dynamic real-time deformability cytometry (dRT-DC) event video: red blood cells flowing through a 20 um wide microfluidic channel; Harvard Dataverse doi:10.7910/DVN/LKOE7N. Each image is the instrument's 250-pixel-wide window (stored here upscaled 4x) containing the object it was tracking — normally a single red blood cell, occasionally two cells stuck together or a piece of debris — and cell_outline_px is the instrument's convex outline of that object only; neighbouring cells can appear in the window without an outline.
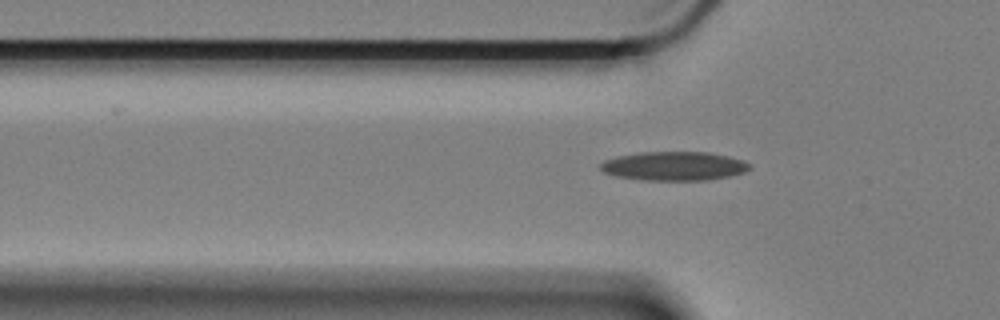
{"species": "Egyptian fruit bat (a non-hibernating species)", "species_latin": "Rousettus aegyptiacus", "temperature_condition": "cold", "stored_images_in_passage": 45, "camera_frame_rate_fps": 3000, "um_per_image_px": 0.085, "animal": {"sex": "female"}, "frame": {"image": 1, "passage_image": 14, "time_ms": 4.333, "image_size_px": [1000, 320], "cell_outline_px": [[752, 168], [744, 172], [728, 176], [708, 180], [640, 180], [616, 176], [604, 172], [600, 168], [600, 164], [604, 160], [620, 156], [640, 152], [708, 152], [728, 156], [744, 160], [752, 164]], "centroid_in_image_um": [57.33, 14.11], "position_along_channel_um": 68.5, "area_um2": 25.2}}
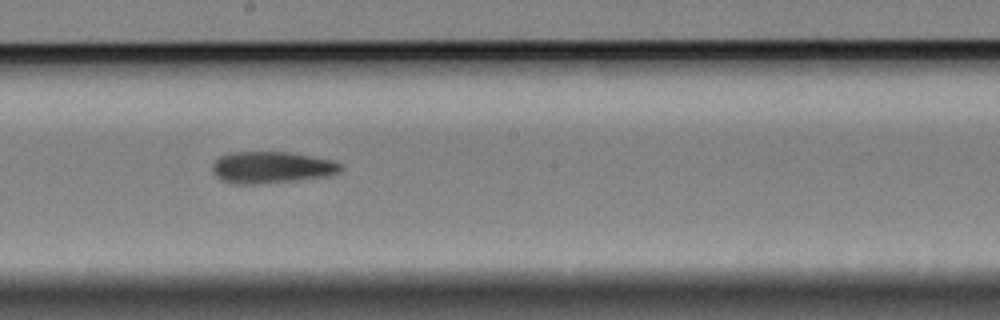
{"frame": {"image": 2, "passage_image": 28, "time_ms": 9.0, "image_size_px": [1000, 320], "cell_outline_px": [[340, 172], [328, 176], [296, 180], [252, 184], [232, 184], [216, 176], [212, 168], [212, 164], [220, 156], [232, 152], [292, 152], [312, 156], [328, 160], [340, 164]], "centroid_in_image_um": [23.05, 14.22], "position_along_channel_um": 225.1, "area_um2": 23.41}}
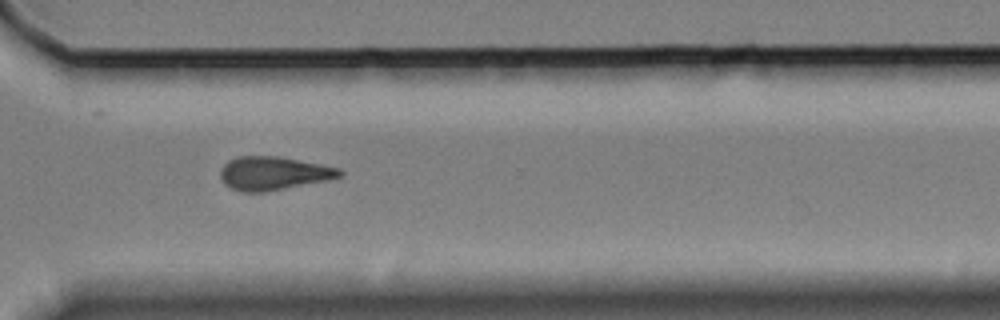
{"frame": {"image": 3, "passage_image": 39, "time_ms": 12.667, "image_size_px": [1000, 320], "cell_outline_px": [[344, 172], [340, 176], [324, 180], [264, 192], [244, 192], [232, 188], [224, 184], [220, 176], [220, 168], [228, 160], [236, 156], [280, 156], [340, 168]], "centroid_in_image_um": [23.19, 14.71], "position_along_channel_um": 347.4, "area_um2": 23.06}, "authors_computed_cell_mechanics": {"area_um2": 23.0622, "velocity_mm_per_s": 3.3357, "shape_relaxation_time_tau1_ms": 8.7458, "shape_relaxation_time_tau2_ms": 7.6168, "deformation_change_tau1": 0.1663, "deformation_change_tau2": 0.1769}}